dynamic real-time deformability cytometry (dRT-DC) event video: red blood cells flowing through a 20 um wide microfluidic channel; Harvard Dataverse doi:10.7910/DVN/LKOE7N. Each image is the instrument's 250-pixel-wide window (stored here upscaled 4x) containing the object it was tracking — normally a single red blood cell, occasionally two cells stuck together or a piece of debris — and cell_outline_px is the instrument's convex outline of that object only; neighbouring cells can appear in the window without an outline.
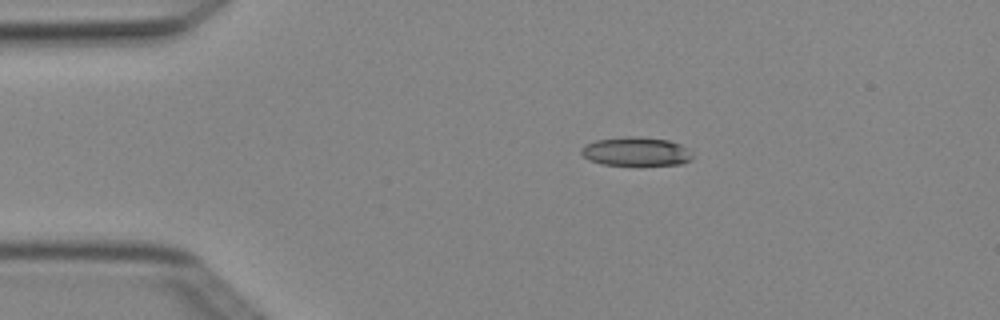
{"species": "Egyptian fruit bat (a non-hibernating species)", "species_latin": "Rousettus aegyptiacus", "temperature_condition": "cold", "stored_images_in_passage": 4, "camera_frame_rate_fps": 3000, "um_per_image_px": 0.085, "animal": {"sex": "female"}, "frame": {"image": 1, "passage_image": 4, "time_ms": 1.0, "image_size_px": [1000, 320], "cell_outline_px": [[692, 160], [680, 164], [604, 164], [588, 160], [580, 152], [580, 148], [584, 144], [596, 140], [624, 136], [636, 136], [668, 140], [680, 144], [688, 148], [692, 156]], "centroid_in_image_um": [54.04, 12.86], "position_along_channel_um": 31.0, "area_um2": 18.55}}